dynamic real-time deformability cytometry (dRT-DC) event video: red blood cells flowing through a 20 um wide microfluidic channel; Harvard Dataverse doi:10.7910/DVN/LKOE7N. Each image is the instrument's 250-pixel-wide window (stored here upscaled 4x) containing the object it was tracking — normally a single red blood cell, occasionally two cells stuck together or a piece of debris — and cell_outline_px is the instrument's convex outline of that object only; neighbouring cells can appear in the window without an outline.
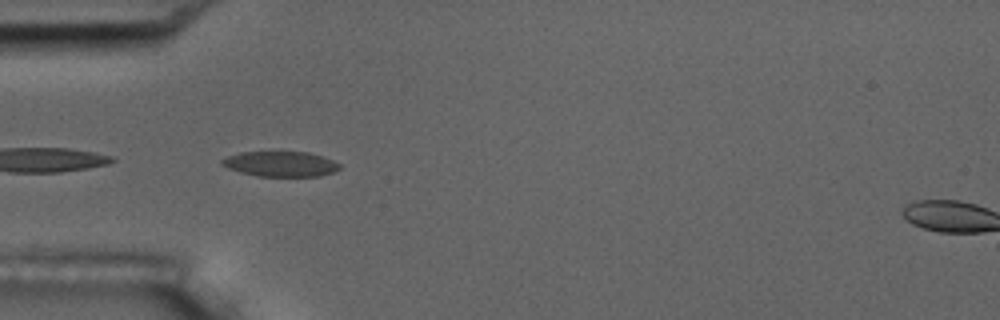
{"species": "common noctule bat (a hibernating species)", "species_latin": "Nyctalus noctula", "temperature_condition": "room temperature", "stored_images_in_passage": 10, "camera_frame_rate_fps": 3000, "um_per_image_px": 0.085, "animal": {"sex": "male", "body_mass_g": 17.5, "forearm_length_mm": 52.3}, "frame": {"image": 1, "passage_image": 1, "time_ms": 0.0, "image_size_px": [1000, 320], "cell_outline_px": [[340, 168], [332, 172], [320, 176], [256, 176], [240, 172], [228, 168], [220, 164], [220, 160], [228, 156], [240, 152], [308, 152], [332, 160], [340, 164]], "centroid_in_image_um": [23.81, 13.94], "position_along_channel_um": 61.2, "area_um2": 17.17}}